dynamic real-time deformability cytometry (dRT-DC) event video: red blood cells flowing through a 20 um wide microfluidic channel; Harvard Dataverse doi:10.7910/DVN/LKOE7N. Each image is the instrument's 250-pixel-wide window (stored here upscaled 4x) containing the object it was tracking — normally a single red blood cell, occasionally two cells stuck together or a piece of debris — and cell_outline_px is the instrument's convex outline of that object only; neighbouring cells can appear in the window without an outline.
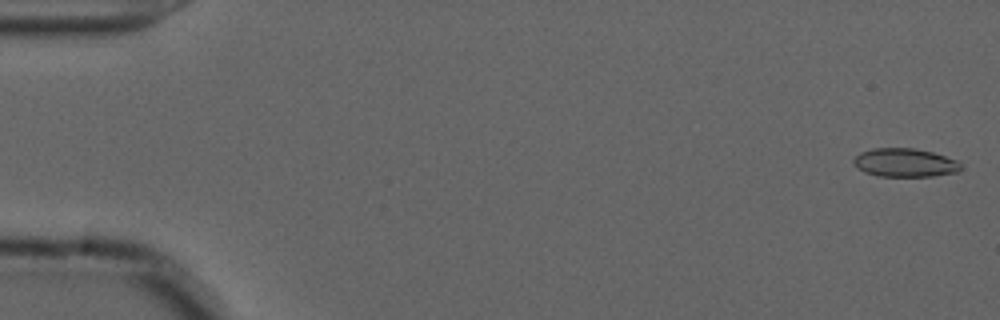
{"species": "common noctule bat (a hibernating species)", "species_latin": "Nyctalus noctula", "temperature_condition": "cold", "stored_images_in_passage": 56, "camera_frame_rate_fps": 3000, "um_per_image_px": 0.085, "animal": {"sex": "male", "forearm_length_mm": 52.5}, "frame": {"image": 1, "passage_image": 2, "time_ms": 0.333, "image_size_px": [1000, 320], "cell_outline_px": [[964, 168], [960, 172], [936, 176], [876, 176], [864, 172], [856, 168], [852, 164], [852, 160], [860, 152], [872, 148], [916, 148], [932, 152], [956, 160]], "centroid_in_image_um": [76.9, 13.83], "position_along_channel_um": 8.1, "area_um2": 18.15}}
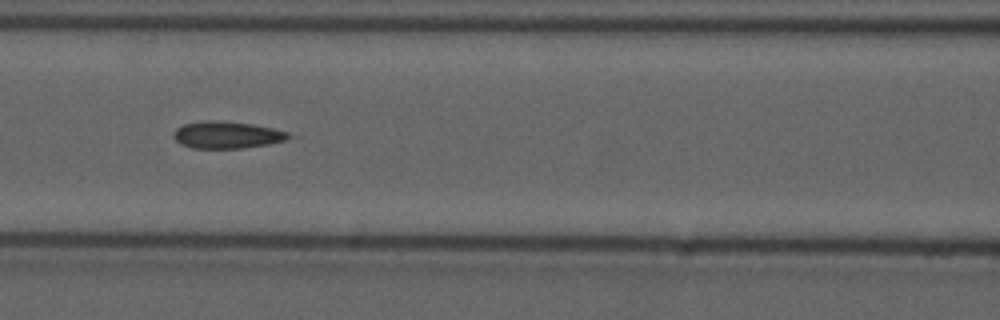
{"frame": {"image": 2, "passage_image": 25, "time_ms": 8.0, "image_size_px": [1000, 320], "cell_outline_px": [[296, 136], [284, 140], [268, 144], [244, 148], [192, 148], [180, 144], [172, 136], [172, 132], [176, 128], [184, 124], [204, 120], [216, 120], [252, 124], [272, 128], [288, 132]], "centroid_in_image_um": [19.27, 11.46], "position_along_channel_um": 147.3, "area_um2": 18.26}}
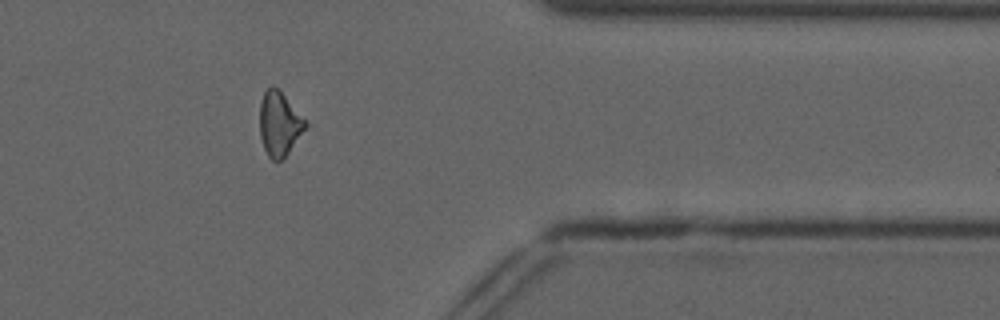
{"frame": {"image": 3, "passage_image": 46, "time_ms": 15.0, "image_size_px": [1000, 320], "cell_outline_px": [[308, 124], [284, 160], [272, 160], [268, 156], [264, 148], [260, 136], [260, 104], [264, 92], [272, 84], [280, 88]], "centroid_in_image_um": [23.74, 10.51], "position_along_channel_um": 387.7, "area_um2": 17.22}, "authors_computed_cell_mechanics": {"area_um2": 17.8313, "velocity_mm_per_s": 3.6973, "shape_relaxation_time_tau1_ms": null, "shape_relaxation_time_tau2_ms": 2.9234, "deformation_change_tau1": null, "deformation_change_tau2": 0.1106}}